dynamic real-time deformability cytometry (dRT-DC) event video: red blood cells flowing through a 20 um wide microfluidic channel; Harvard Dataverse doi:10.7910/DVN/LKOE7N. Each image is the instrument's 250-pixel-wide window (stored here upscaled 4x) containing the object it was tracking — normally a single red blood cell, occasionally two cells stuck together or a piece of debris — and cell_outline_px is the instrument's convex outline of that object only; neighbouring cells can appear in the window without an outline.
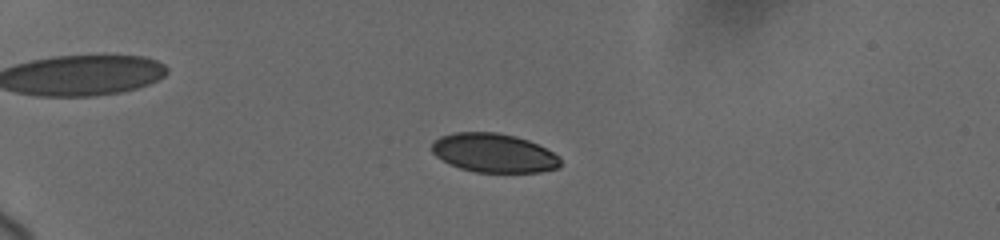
{"species": "human", "species_latin": "Homo sapiens", "temperature_condition": "cold", "stored_images_in_passage": 33, "camera_frame_rate_fps": 3000, "um_per_image_px": 0.085, "donor": {"sex": "female"}, "frame": {"image": 1, "passage_image": 10, "time_ms": 5.667, "image_size_px": [1000, 240], "cell_outline_px": [[560, 168], [540, 172], [476, 172], [460, 168], [436, 156], [432, 152], [432, 144], [440, 136], [456, 132], [496, 132], [516, 136], [528, 140], [560, 156]], "centroid_in_image_um": [42.0, 13.0], "position_along_channel_um": 43.0, "area_um2": 29.02}}
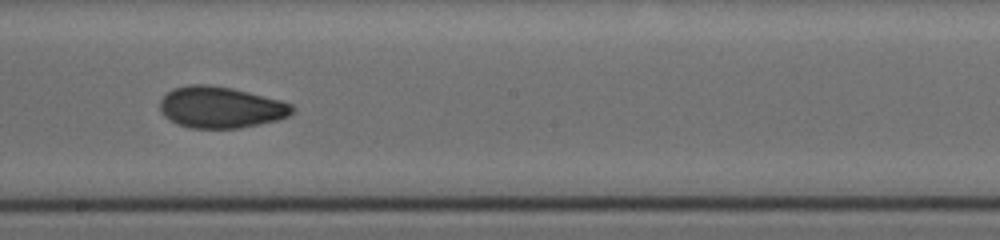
{"frame": {"image": 2, "passage_image": 21, "time_ms": 12.333, "image_size_px": [1000, 240], "cell_outline_px": [[296, 108], [288, 116], [276, 120], [240, 128], [192, 128], [176, 124], [168, 120], [160, 112], [160, 100], [172, 88], [192, 84], [204, 84], [232, 88], [280, 100], [292, 104]], "centroid_in_image_um": [18.73, 9.12], "position_along_channel_um": 229.5, "area_um2": 31.91}}
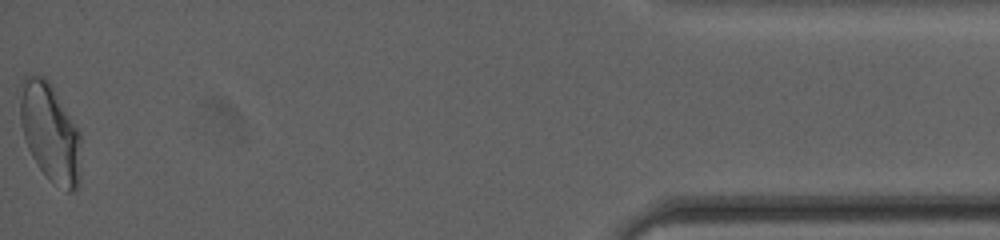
{"frame": {"image": 3, "passage_image": 33, "time_ms": 19.667, "image_size_px": [1000, 240], "cell_outline_px": [[80, 180], [76, 192], [68, 192], [48, 176], [36, 164], [24, 140], [20, 120], [20, 80], [24, 76], [44, 76], [52, 84], [80, 128]], "centroid_in_image_um": [4.28, 11.21], "position_along_channel_um": 430.9, "area_um2": 35.43}, "authors_computed_cell_mechanics": {"area_um2": 30.923, "velocity_mm_per_s": 3.7024, "shape_relaxation_time_tau1_ms": 4.5501, "shape_relaxation_time_tau2_ms": 1.6832, "deformation_change_tau1": 0.1292, "deformation_change_tau2": 0.0525}}